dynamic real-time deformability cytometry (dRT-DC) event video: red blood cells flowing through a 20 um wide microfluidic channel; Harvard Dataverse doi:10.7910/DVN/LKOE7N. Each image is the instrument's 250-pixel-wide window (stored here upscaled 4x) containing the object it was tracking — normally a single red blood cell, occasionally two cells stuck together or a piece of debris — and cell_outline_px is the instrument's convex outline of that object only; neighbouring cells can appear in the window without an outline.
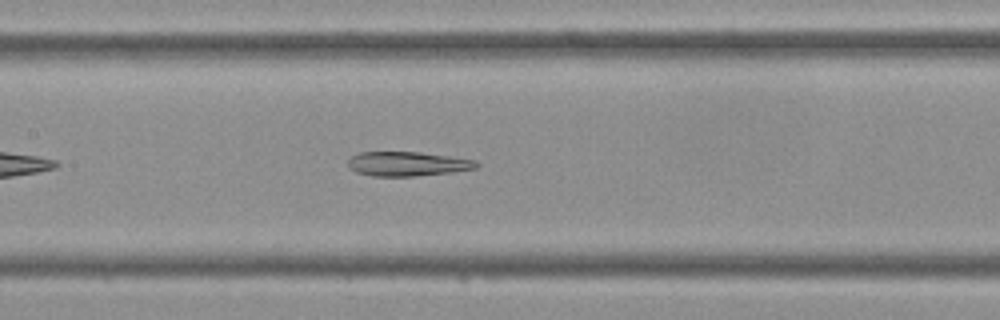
{"species": "Egyptian fruit bat (a non-hibernating species)", "species_latin": "Rousettus aegyptiacus", "temperature_condition": "cold", "stored_images_in_passage": 33, "camera_frame_rate_fps": 3000, "um_per_image_px": 0.085, "frame": {"image": 1, "passage_image": 10, "time_ms": 3.0, "image_size_px": [1000, 320], "cell_outline_px": [[480, 164], [476, 168], [452, 172], [412, 176], [372, 176], [356, 172], [348, 168], [348, 160], [352, 156], [360, 152], [420, 152], [476, 160]], "centroid_in_image_um": [34.62, 13.93], "position_along_channel_um": 172.8, "area_um2": 18.21}}
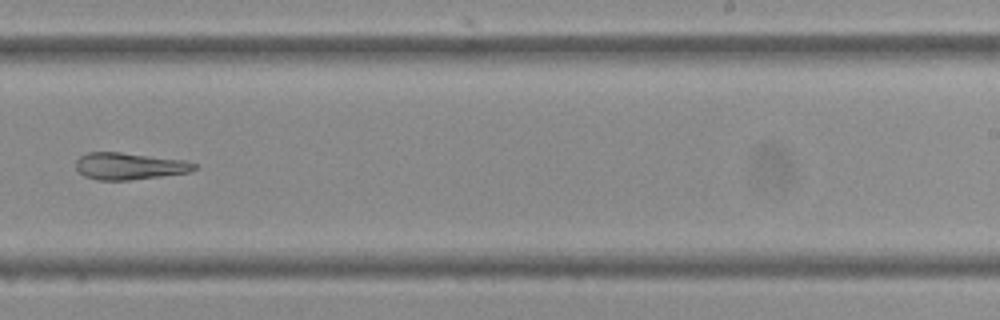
{"frame": {"image": 2, "passage_image": 17, "time_ms": 5.333, "image_size_px": [1000, 320], "cell_outline_px": [[196, 168], [188, 172], [160, 176], [128, 180], [96, 180], [84, 176], [76, 168], [76, 160], [80, 156], [88, 152], [120, 152], [188, 160], [196, 164]], "centroid_in_image_um": [10.98, 14.11], "position_along_channel_um": 278.0, "area_um2": 18.55}}
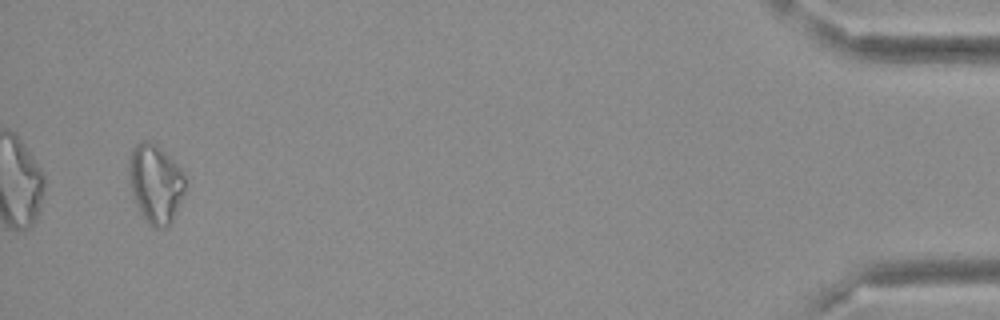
{"frame": {"image": 3, "passage_image": 32, "time_ms": 10.333, "image_size_px": [1000, 320], "cell_outline_px": [[184, 192], [172, 220], [168, 228], [152, 228], [148, 224], [132, 200], [128, 176], [128, 164], [132, 148], [140, 140], [148, 140], [156, 144], [184, 172]], "centroid_in_image_um": [13.17, 15.62], "position_along_channel_um": 422.0, "area_um2": 26.07}}